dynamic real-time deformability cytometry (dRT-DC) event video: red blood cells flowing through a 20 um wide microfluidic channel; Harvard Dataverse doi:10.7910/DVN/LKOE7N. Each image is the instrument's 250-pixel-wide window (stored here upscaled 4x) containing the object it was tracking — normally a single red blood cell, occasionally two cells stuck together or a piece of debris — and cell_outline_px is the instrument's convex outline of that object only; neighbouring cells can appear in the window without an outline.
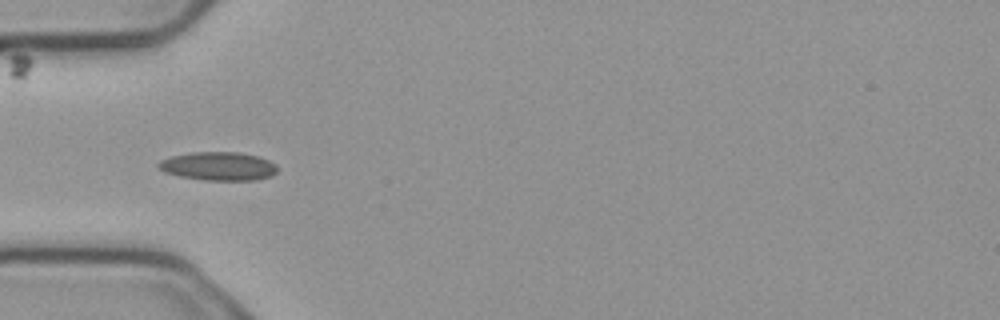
{"species": "common noctule bat (a hibernating species)", "species_latin": "Nyctalus noctula", "temperature_condition": "cold", "stored_images_in_passage": 8, "camera_frame_rate_fps": 3000, "um_per_image_px": 0.085, "animal": {"sex": "male", "body_mass_g": 23.1, "forearm_length_mm": 52.7}, "frame": {"image": 1, "passage_image": 5, "time_ms": 1.333, "image_size_px": [1000, 320], "cell_outline_px": [[276, 172], [272, 176], [256, 180], [204, 180], [180, 176], [164, 172], [156, 164], [160, 160], [172, 156], [192, 152], [240, 152], [256, 156], [268, 160], [276, 164]], "centroid_in_image_um": [18.56, 14.13], "position_along_channel_um": 66.4, "area_um2": 19.71}}
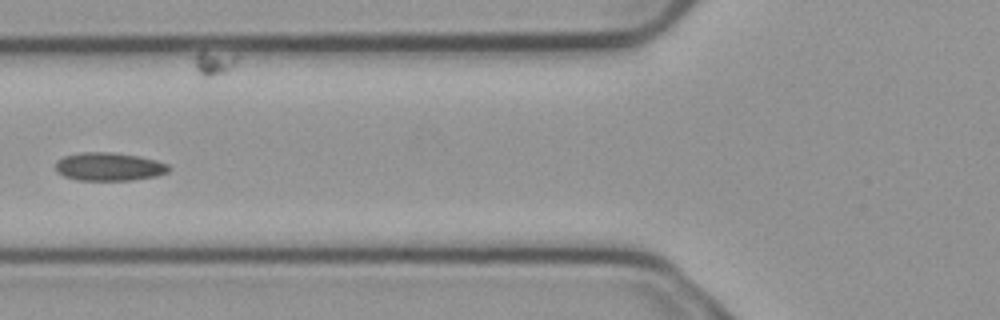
{"frame": {"image": 2, "passage_image": 6, "time_ms": 1.667, "image_size_px": [1000, 320], "cell_outline_px": [[172, 168], [168, 172], [156, 176], [132, 180], [76, 180], [64, 176], [56, 172], [56, 160], [64, 156], [80, 152], [108, 152], [136, 156], [156, 160], [168, 164]], "centroid_in_image_um": [9.25, 14.17], "position_along_channel_um": 116.5, "area_um2": 18.67}}
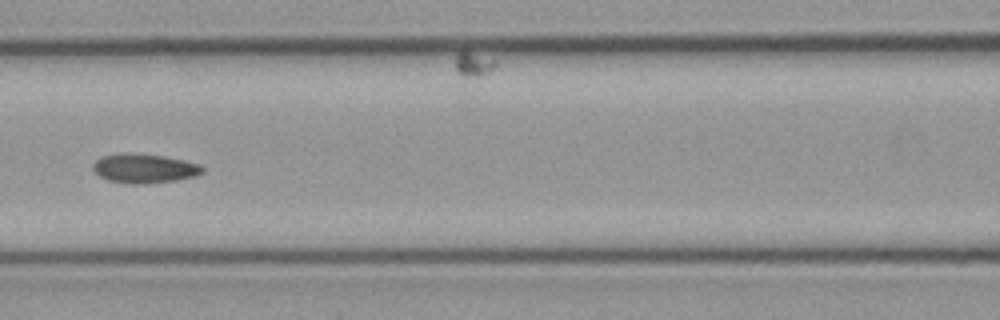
{"frame": {"image": 3, "passage_image": 7, "time_ms": 2.0, "image_size_px": [1000, 320], "cell_outline_px": [[204, 172], [196, 176], [176, 180], [144, 184], [132, 184], [108, 180], [100, 176], [92, 168], [92, 164], [100, 156], [120, 152], [128, 152], [164, 156], [184, 160], [200, 164], [204, 168]], "centroid_in_image_um": [12.26, 14.3], "position_along_channel_um": 154.3, "area_um2": 18.9}}